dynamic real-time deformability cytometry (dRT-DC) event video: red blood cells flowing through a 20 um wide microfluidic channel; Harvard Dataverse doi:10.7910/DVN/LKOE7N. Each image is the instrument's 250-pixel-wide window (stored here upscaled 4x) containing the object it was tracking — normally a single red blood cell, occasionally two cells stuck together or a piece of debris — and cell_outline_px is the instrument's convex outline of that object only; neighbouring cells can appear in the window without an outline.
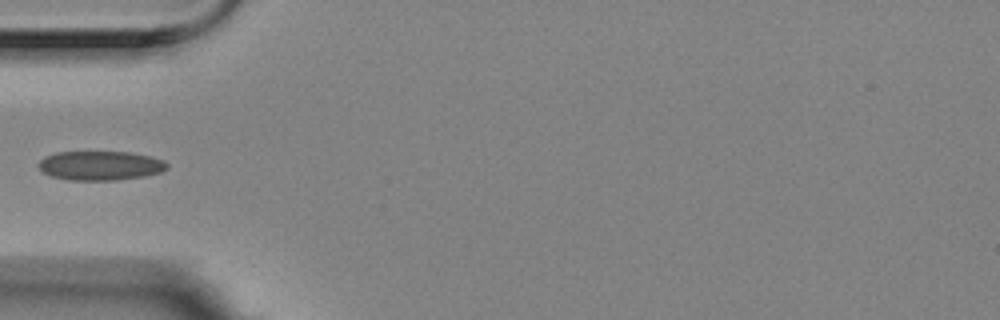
{"species": "Egyptian fruit bat (a non-hibernating species)", "species_latin": "Rousettus aegyptiacus", "temperature_condition": "room temperature", "stored_images_in_passage": 14, "camera_frame_rate_fps": 3000, "um_per_image_px": 0.085, "animal": {"sex": "female"}, "frame": {"image": 1, "passage_image": 4, "time_ms": 1.0, "image_size_px": [1000, 320], "cell_outline_px": [[168, 168], [160, 172], [144, 176], [116, 180], [68, 180], [52, 176], [44, 172], [36, 164], [44, 156], [56, 152], [128, 152], [152, 156], [164, 160], [168, 164]], "centroid_in_image_um": [8.53, 14.07], "position_along_channel_um": 76.5, "area_um2": 21.96}}
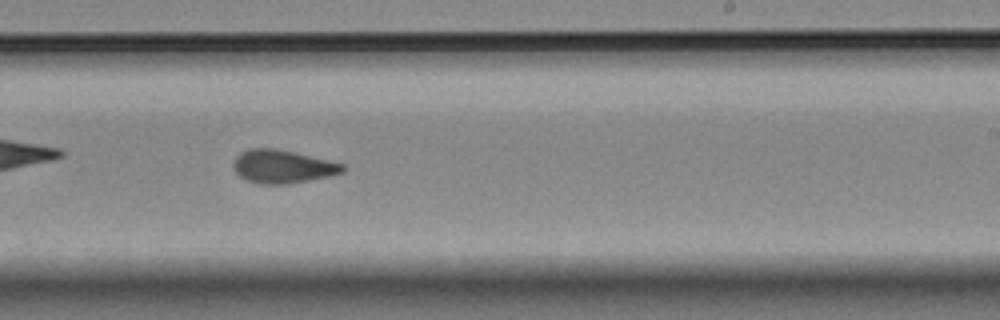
{"frame": {"image": 2, "passage_image": 9, "time_ms": 2.667, "image_size_px": [1000, 320], "cell_outline_px": [[348, 168], [344, 172], [332, 176], [288, 184], [260, 184], [248, 180], [240, 176], [236, 172], [232, 164], [236, 156], [240, 152], [248, 148], [276, 148], [328, 160], [344, 164]], "centroid_in_image_um": [24.04, 14.15], "position_along_channel_um": 265.0, "area_um2": 21.33}}
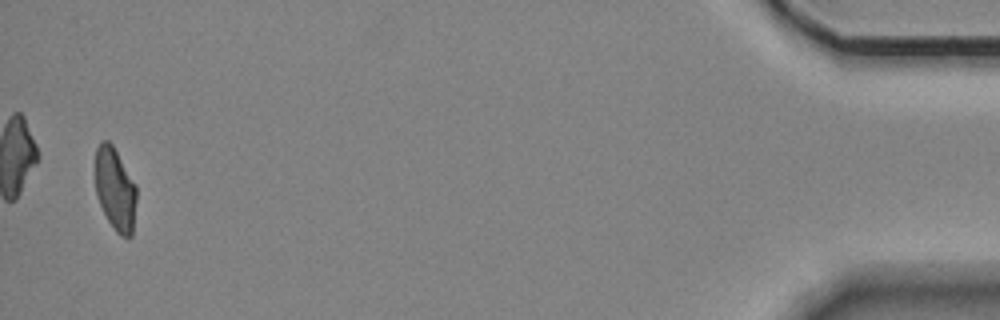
{"frame": {"image": 3, "passage_image": 14, "time_ms": 4.333, "image_size_px": [1000, 320], "cell_outline_px": [[136, 200], [132, 236], [120, 236], [116, 232], [108, 220], [100, 204], [96, 192], [96, 148], [100, 140], [108, 140], [112, 144], [136, 184]], "centroid_in_image_um": [9.8, 16.06], "position_along_channel_um": 425.4, "area_um2": 19.77}}